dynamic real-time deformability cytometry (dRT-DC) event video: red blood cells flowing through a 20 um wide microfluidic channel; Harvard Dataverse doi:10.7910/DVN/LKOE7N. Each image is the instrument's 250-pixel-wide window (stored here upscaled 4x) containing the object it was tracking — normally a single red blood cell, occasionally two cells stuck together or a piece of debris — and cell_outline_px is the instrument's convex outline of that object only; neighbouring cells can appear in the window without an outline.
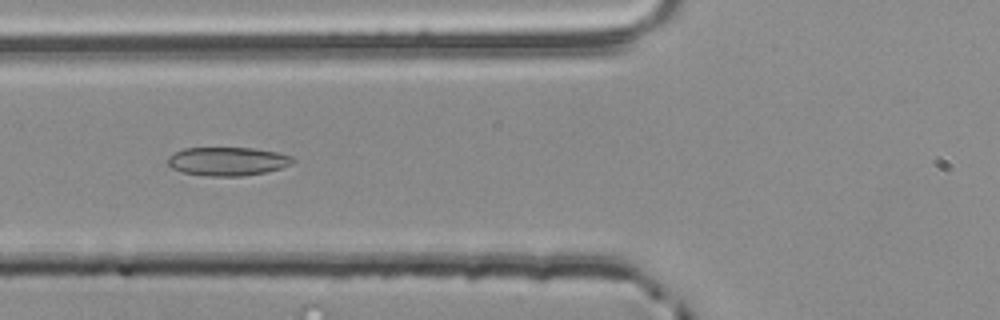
{"species": "common noctule bat (a hibernating species)", "species_latin": "Nyctalus noctula", "temperature_condition": "room temperature", "stored_images_in_passage": 37, "segment_of_instrument_passage": [2, 2], "camera_frame_rate_fps": 3000, "um_per_image_px": 0.085, "animal": {"sex": "male", "body_mass_g": 20.4}, "frame": {"image": 1, "passage_image": 19, "time_ms": 6.0, "image_size_px": [1000, 320], "cell_outline_px": [[296, 160], [292, 164], [280, 168], [264, 172], [244, 176], [208, 176], [184, 172], [172, 168], [168, 164], [168, 156], [184, 148], [252, 148], [276, 152], [292, 156]], "centroid_in_image_um": [19.36, 13.71], "position_along_channel_um": 106.4, "area_um2": 20.69}}
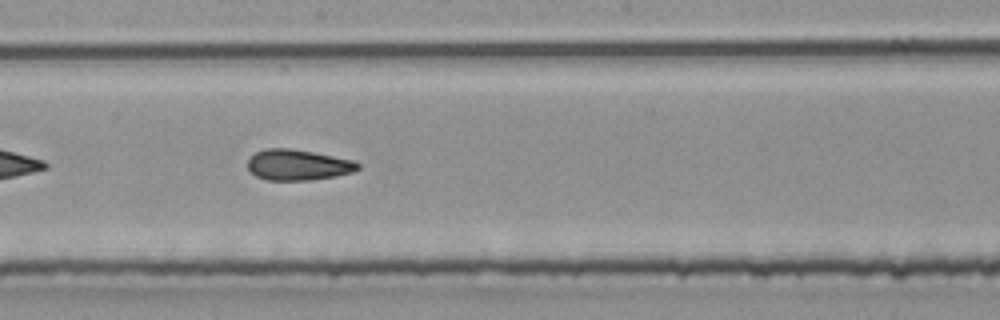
{"frame": {"image": 2, "passage_image": 28, "time_ms": 9.0, "image_size_px": [1000, 320], "cell_outline_px": [[360, 168], [352, 172], [336, 176], [312, 180], [264, 180], [256, 176], [248, 168], [248, 160], [256, 152], [264, 148], [292, 148], [352, 160], [360, 164]], "centroid_in_image_um": [25.31, 14.02], "position_along_channel_um": 222.9, "area_um2": 19.71}}
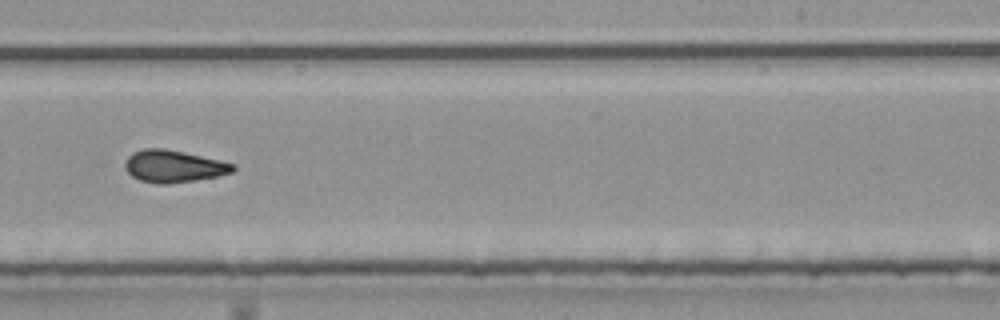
{"frame": {"image": 3, "passage_image": 32, "time_ms": 10.333, "image_size_px": [1000, 320], "cell_outline_px": [[236, 168], [232, 172], [216, 176], [196, 180], [164, 184], [160, 184], [140, 180], [132, 176], [124, 168], [124, 164], [128, 156], [132, 152], [144, 148], [164, 148], [184, 152], [220, 160], [236, 164]], "centroid_in_image_um": [14.74, 14.12], "position_along_channel_um": 274.3, "area_um2": 20.23}}